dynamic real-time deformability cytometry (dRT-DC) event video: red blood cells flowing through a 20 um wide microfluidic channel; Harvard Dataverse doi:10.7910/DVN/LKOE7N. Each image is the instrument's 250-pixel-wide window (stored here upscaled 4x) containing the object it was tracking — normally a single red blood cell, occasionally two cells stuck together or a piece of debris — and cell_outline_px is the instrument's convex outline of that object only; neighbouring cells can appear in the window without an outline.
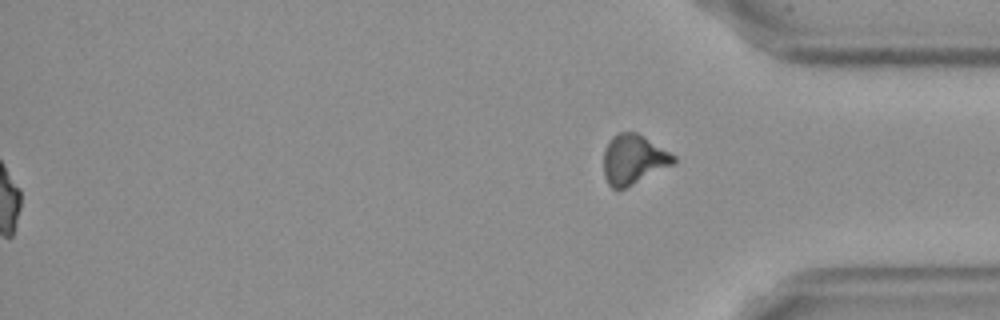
{"species": "Egyptian fruit bat (a non-hibernating species)", "species_latin": "Rousettus aegyptiacus", "temperature_condition": "cold", "stored_images_in_passage": 42, "segment_of_instrument_passage": [2, 2], "camera_frame_rate_fps": 3000, "um_per_image_px": 0.085, "frame": {"image": 1, "passage_image": 42, "time_ms": 13.667, "image_size_px": [1000, 320], "cell_outline_px": [[676, 164], [624, 188], [612, 188], [608, 184], [604, 176], [604, 148], [608, 140], [616, 132], [636, 132], [676, 156]], "centroid_in_image_um": [53.84, 13.54], "position_along_channel_um": 381.4, "area_um2": 20.29}}